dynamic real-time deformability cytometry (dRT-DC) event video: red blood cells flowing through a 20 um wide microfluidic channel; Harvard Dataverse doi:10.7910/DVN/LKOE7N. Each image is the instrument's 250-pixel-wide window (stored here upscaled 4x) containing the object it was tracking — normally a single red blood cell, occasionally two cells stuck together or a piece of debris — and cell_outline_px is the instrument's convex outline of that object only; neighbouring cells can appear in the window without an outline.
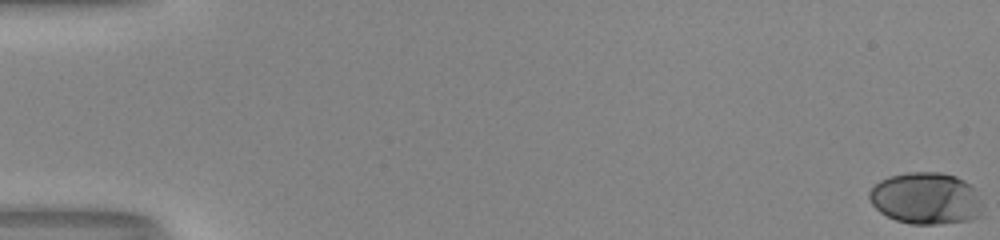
{"species": "human", "species_latin": "Homo sapiens", "temperature_condition": "room temperature", "stored_images_in_passage": 55, "camera_frame_rate_fps": 3000, "um_per_image_px": 0.085, "donor": {"sex": "male"}, "frame": {"image": 1, "passage_image": 1, "time_ms": 0.0, "image_size_px": [1000, 240], "cell_outline_px": [[984, 216], [972, 220], [936, 224], [912, 224], [896, 220], [880, 212], [868, 200], [868, 192], [880, 180], [888, 176], [908, 172], [940, 172], [956, 176], [972, 184], [980, 204]], "centroid_in_image_um": [78.71, 16.86], "position_along_channel_um": 6.3, "area_um2": 34.45}}
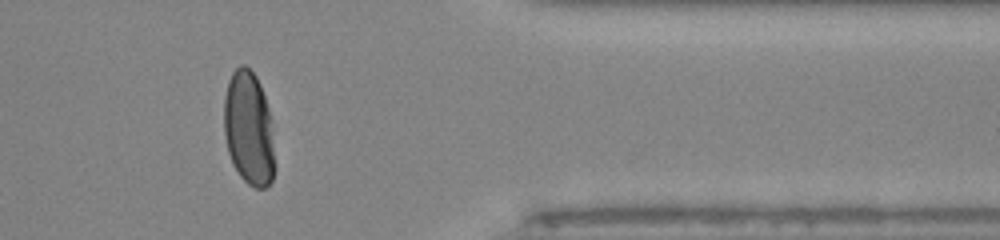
{"frame": {"image": 2, "passage_image": 46, "time_ms": 15.0, "image_size_px": [1000, 240], "cell_outline_px": [[272, 180], [264, 188], [256, 188], [248, 184], [240, 176], [232, 164], [228, 152], [224, 136], [224, 96], [228, 80], [232, 72], [240, 64], [244, 64], [256, 76], [260, 84], [268, 108], [272, 144]], "centroid_in_image_um": [21.08, 10.88], "position_along_channel_um": 390.3, "area_um2": 33.12}}
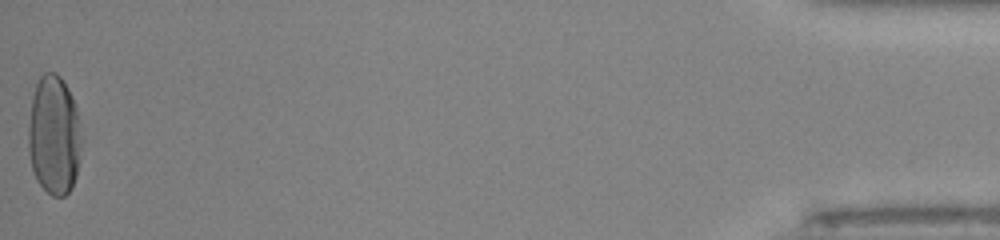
{"frame": {"image": 3, "passage_image": 55, "time_ms": 18.0, "image_size_px": [1000, 240], "cell_outline_px": [[84, 140], [76, 176], [72, 188], [64, 196], [52, 196], [36, 180], [32, 168], [28, 152], [28, 124], [32, 96], [36, 84], [40, 76], [44, 72], [56, 72], [60, 76], [68, 88], [76, 104], [84, 136]], "centroid_in_image_um": [4.63, 11.48], "position_along_channel_um": 430.6, "area_um2": 38.03}, "authors_computed_cell_mechanics": {"area_um2": 35.7204, "velocity_mm_per_s": 3.9756, "shape_relaxation_time_tau1_ms": 3.8167, "shape_relaxation_time_tau2_ms": null, "deformation_change_tau1": 0.2077, "deformation_change_tau2": null}}